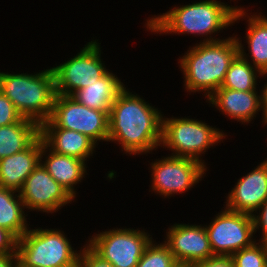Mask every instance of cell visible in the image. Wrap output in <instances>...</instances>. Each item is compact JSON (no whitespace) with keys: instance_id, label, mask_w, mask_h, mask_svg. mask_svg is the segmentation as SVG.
Masks as SVG:
<instances>
[{"instance_id":"4","label":"cell","mask_w":267,"mask_h":267,"mask_svg":"<svg viewBox=\"0 0 267 267\" xmlns=\"http://www.w3.org/2000/svg\"><path fill=\"white\" fill-rule=\"evenodd\" d=\"M0 91L13 103L22 117L40 125L52 113L56 96L54 72L51 67L34 74L2 71Z\"/></svg>"},{"instance_id":"8","label":"cell","mask_w":267,"mask_h":267,"mask_svg":"<svg viewBox=\"0 0 267 267\" xmlns=\"http://www.w3.org/2000/svg\"><path fill=\"white\" fill-rule=\"evenodd\" d=\"M109 111L90 109L72 97L56 94L50 118L40 128H64L87 135L97 145L108 142Z\"/></svg>"},{"instance_id":"28","label":"cell","mask_w":267,"mask_h":267,"mask_svg":"<svg viewBox=\"0 0 267 267\" xmlns=\"http://www.w3.org/2000/svg\"><path fill=\"white\" fill-rule=\"evenodd\" d=\"M252 217L255 234L257 230L261 231V236L259 239H256V241L267 244V200L259 207V209L252 215Z\"/></svg>"},{"instance_id":"18","label":"cell","mask_w":267,"mask_h":267,"mask_svg":"<svg viewBox=\"0 0 267 267\" xmlns=\"http://www.w3.org/2000/svg\"><path fill=\"white\" fill-rule=\"evenodd\" d=\"M43 141L39 136L27 149L0 159V187L19 192L40 163Z\"/></svg>"},{"instance_id":"27","label":"cell","mask_w":267,"mask_h":267,"mask_svg":"<svg viewBox=\"0 0 267 267\" xmlns=\"http://www.w3.org/2000/svg\"><path fill=\"white\" fill-rule=\"evenodd\" d=\"M78 267H113L109 262L104 261L96 255L86 243L81 248L78 258Z\"/></svg>"},{"instance_id":"23","label":"cell","mask_w":267,"mask_h":267,"mask_svg":"<svg viewBox=\"0 0 267 267\" xmlns=\"http://www.w3.org/2000/svg\"><path fill=\"white\" fill-rule=\"evenodd\" d=\"M261 72L239 54L231 62L225 80L220 88L237 91H258L257 81Z\"/></svg>"},{"instance_id":"6","label":"cell","mask_w":267,"mask_h":267,"mask_svg":"<svg viewBox=\"0 0 267 267\" xmlns=\"http://www.w3.org/2000/svg\"><path fill=\"white\" fill-rule=\"evenodd\" d=\"M227 133L216 126H210L204 120L188 117L162 116V141L163 149L172 151V156L198 160L207 167L203 160L205 152L212 146L220 145L226 139ZM217 144V145H216ZM202 157V158H201Z\"/></svg>"},{"instance_id":"1","label":"cell","mask_w":267,"mask_h":267,"mask_svg":"<svg viewBox=\"0 0 267 267\" xmlns=\"http://www.w3.org/2000/svg\"><path fill=\"white\" fill-rule=\"evenodd\" d=\"M162 116L155 105L125 87L108 114V142L121 145L119 149L128 156H147L161 145Z\"/></svg>"},{"instance_id":"35","label":"cell","mask_w":267,"mask_h":267,"mask_svg":"<svg viewBox=\"0 0 267 267\" xmlns=\"http://www.w3.org/2000/svg\"><path fill=\"white\" fill-rule=\"evenodd\" d=\"M15 267H24V266H22V265L17 261Z\"/></svg>"},{"instance_id":"19","label":"cell","mask_w":267,"mask_h":267,"mask_svg":"<svg viewBox=\"0 0 267 267\" xmlns=\"http://www.w3.org/2000/svg\"><path fill=\"white\" fill-rule=\"evenodd\" d=\"M40 137L50 150L79 158L86 163L98 146L87 135L64 128H40Z\"/></svg>"},{"instance_id":"20","label":"cell","mask_w":267,"mask_h":267,"mask_svg":"<svg viewBox=\"0 0 267 267\" xmlns=\"http://www.w3.org/2000/svg\"><path fill=\"white\" fill-rule=\"evenodd\" d=\"M125 86L113 71L108 70L98 81L75 91L70 97L90 109L110 111L111 106Z\"/></svg>"},{"instance_id":"25","label":"cell","mask_w":267,"mask_h":267,"mask_svg":"<svg viewBox=\"0 0 267 267\" xmlns=\"http://www.w3.org/2000/svg\"><path fill=\"white\" fill-rule=\"evenodd\" d=\"M231 256L234 267H264L267 264V244L255 241Z\"/></svg>"},{"instance_id":"22","label":"cell","mask_w":267,"mask_h":267,"mask_svg":"<svg viewBox=\"0 0 267 267\" xmlns=\"http://www.w3.org/2000/svg\"><path fill=\"white\" fill-rule=\"evenodd\" d=\"M19 192L0 187V227L9 230L18 239L30 228L27 212Z\"/></svg>"},{"instance_id":"24","label":"cell","mask_w":267,"mask_h":267,"mask_svg":"<svg viewBox=\"0 0 267 267\" xmlns=\"http://www.w3.org/2000/svg\"><path fill=\"white\" fill-rule=\"evenodd\" d=\"M177 261L164 243L153 239L146 247L136 267H174Z\"/></svg>"},{"instance_id":"5","label":"cell","mask_w":267,"mask_h":267,"mask_svg":"<svg viewBox=\"0 0 267 267\" xmlns=\"http://www.w3.org/2000/svg\"><path fill=\"white\" fill-rule=\"evenodd\" d=\"M59 228H29L18 239L17 261L24 267H76L81 252Z\"/></svg>"},{"instance_id":"32","label":"cell","mask_w":267,"mask_h":267,"mask_svg":"<svg viewBox=\"0 0 267 267\" xmlns=\"http://www.w3.org/2000/svg\"><path fill=\"white\" fill-rule=\"evenodd\" d=\"M16 263V253L0 254V267H15Z\"/></svg>"},{"instance_id":"17","label":"cell","mask_w":267,"mask_h":267,"mask_svg":"<svg viewBox=\"0 0 267 267\" xmlns=\"http://www.w3.org/2000/svg\"><path fill=\"white\" fill-rule=\"evenodd\" d=\"M40 163L56 182L73 198H76L78 193L75 189L76 185L87 177L85 175H88V166L85 161L73 156L56 153L43 143Z\"/></svg>"},{"instance_id":"31","label":"cell","mask_w":267,"mask_h":267,"mask_svg":"<svg viewBox=\"0 0 267 267\" xmlns=\"http://www.w3.org/2000/svg\"><path fill=\"white\" fill-rule=\"evenodd\" d=\"M265 76V77H264ZM261 77L266 80L267 72H263ZM262 89L260 91V100H261V110H262V118L267 117V80L263 84Z\"/></svg>"},{"instance_id":"7","label":"cell","mask_w":267,"mask_h":267,"mask_svg":"<svg viewBox=\"0 0 267 267\" xmlns=\"http://www.w3.org/2000/svg\"><path fill=\"white\" fill-rule=\"evenodd\" d=\"M91 237V238H89ZM86 245L113 267H136L146 247L153 240L144 228H113L94 233Z\"/></svg>"},{"instance_id":"10","label":"cell","mask_w":267,"mask_h":267,"mask_svg":"<svg viewBox=\"0 0 267 267\" xmlns=\"http://www.w3.org/2000/svg\"><path fill=\"white\" fill-rule=\"evenodd\" d=\"M94 37L75 56L51 67L55 77L56 94L70 96L77 90L96 82L107 71L101 56V43Z\"/></svg>"},{"instance_id":"2","label":"cell","mask_w":267,"mask_h":267,"mask_svg":"<svg viewBox=\"0 0 267 267\" xmlns=\"http://www.w3.org/2000/svg\"><path fill=\"white\" fill-rule=\"evenodd\" d=\"M237 7L221 0H199L192 4L175 5L165 13L150 16L143 26L154 35L192 34L204 37L200 42L219 41L222 39L216 38L217 34L233 25Z\"/></svg>"},{"instance_id":"13","label":"cell","mask_w":267,"mask_h":267,"mask_svg":"<svg viewBox=\"0 0 267 267\" xmlns=\"http://www.w3.org/2000/svg\"><path fill=\"white\" fill-rule=\"evenodd\" d=\"M165 238L177 263L194 264L214 256L205 224L175 223L168 227Z\"/></svg>"},{"instance_id":"15","label":"cell","mask_w":267,"mask_h":267,"mask_svg":"<svg viewBox=\"0 0 267 267\" xmlns=\"http://www.w3.org/2000/svg\"><path fill=\"white\" fill-rule=\"evenodd\" d=\"M245 8L244 6H238L233 18V25L241 19V21L246 20L245 23H247L246 36L244 37L246 40L243 39L245 41L243 44L242 39L238 35H234L238 44V54L261 73L267 72V16L262 12L252 13L251 11L249 14L248 7ZM245 43L248 45L249 53L245 52Z\"/></svg>"},{"instance_id":"11","label":"cell","mask_w":267,"mask_h":267,"mask_svg":"<svg viewBox=\"0 0 267 267\" xmlns=\"http://www.w3.org/2000/svg\"><path fill=\"white\" fill-rule=\"evenodd\" d=\"M221 210L205 228L213 255L231 256L256 241L253 217L225 207Z\"/></svg>"},{"instance_id":"9","label":"cell","mask_w":267,"mask_h":267,"mask_svg":"<svg viewBox=\"0 0 267 267\" xmlns=\"http://www.w3.org/2000/svg\"><path fill=\"white\" fill-rule=\"evenodd\" d=\"M151 188L162 198H171L194 188L206 176L208 167L198 160L166 155L150 163ZM194 186V187H193Z\"/></svg>"},{"instance_id":"3","label":"cell","mask_w":267,"mask_h":267,"mask_svg":"<svg viewBox=\"0 0 267 267\" xmlns=\"http://www.w3.org/2000/svg\"><path fill=\"white\" fill-rule=\"evenodd\" d=\"M238 55V44L233 36L214 42H199L179 56L185 91L204 93L207 99L218 90L231 62Z\"/></svg>"},{"instance_id":"21","label":"cell","mask_w":267,"mask_h":267,"mask_svg":"<svg viewBox=\"0 0 267 267\" xmlns=\"http://www.w3.org/2000/svg\"><path fill=\"white\" fill-rule=\"evenodd\" d=\"M40 136V125L28 118L0 127V159L27 149Z\"/></svg>"},{"instance_id":"34","label":"cell","mask_w":267,"mask_h":267,"mask_svg":"<svg viewBox=\"0 0 267 267\" xmlns=\"http://www.w3.org/2000/svg\"><path fill=\"white\" fill-rule=\"evenodd\" d=\"M262 119V124H263V126H267V117H263V118H261ZM267 139V138H266ZM265 159H267V158H265Z\"/></svg>"},{"instance_id":"12","label":"cell","mask_w":267,"mask_h":267,"mask_svg":"<svg viewBox=\"0 0 267 267\" xmlns=\"http://www.w3.org/2000/svg\"><path fill=\"white\" fill-rule=\"evenodd\" d=\"M26 210L52 214L74 198L46 171L41 163L26 178L19 191Z\"/></svg>"},{"instance_id":"29","label":"cell","mask_w":267,"mask_h":267,"mask_svg":"<svg viewBox=\"0 0 267 267\" xmlns=\"http://www.w3.org/2000/svg\"><path fill=\"white\" fill-rule=\"evenodd\" d=\"M18 238L9 230L0 227V254L16 253Z\"/></svg>"},{"instance_id":"16","label":"cell","mask_w":267,"mask_h":267,"mask_svg":"<svg viewBox=\"0 0 267 267\" xmlns=\"http://www.w3.org/2000/svg\"><path fill=\"white\" fill-rule=\"evenodd\" d=\"M260 92L237 91L227 88H219L208 99L207 103L228 119L249 124L256 118L258 112L262 113Z\"/></svg>"},{"instance_id":"26","label":"cell","mask_w":267,"mask_h":267,"mask_svg":"<svg viewBox=\"0 0 267 267\" xmlns=\"http://www.w3.org/2000/svg\"><path fill=\"white\" fill-rule=\"evenodd\" d=\"M22 118L13 103L0 91V127L17 123Z\"/></svg>"},{"instance_id":"33","label":"cell","mask_w":267,"mask_h":267,"mask_svg":"<svg viewBox=\"0 0 267 267\" xmlns=\"http://www.w3.org/2000/svg\"><path fill=\"white\" fill-rule=\"evenodd\" d=\"M174 267H193V264L177 263Z\"/></svg>"},{"instance_id":"14","label":"cell","mask_w":267,"mask_h":267,"mask_svg":"<svg viewBox=\"0 0 267 267\" xmlns=\"http://www.w3.org/2000/svg\"><path fill=\"white\" fill-rule=\"evenodd\" d=\"M225 200V208L253 215L267 200V159L239 178Z\"/></svg>"},{"instance_id":"30","label":"cell","mask_w":267,"mask_h":267,"mask_svg":"<svg viewBox=\"0 0 267 267\" xmlns=\"http://www.w3.org/2000/svg\"><path fill=\"white\" fill-rule=\"evenodd\" d=\"M193 267H234L232 256L214 255L193 264Z\"/></svg>"}]
</instances>
